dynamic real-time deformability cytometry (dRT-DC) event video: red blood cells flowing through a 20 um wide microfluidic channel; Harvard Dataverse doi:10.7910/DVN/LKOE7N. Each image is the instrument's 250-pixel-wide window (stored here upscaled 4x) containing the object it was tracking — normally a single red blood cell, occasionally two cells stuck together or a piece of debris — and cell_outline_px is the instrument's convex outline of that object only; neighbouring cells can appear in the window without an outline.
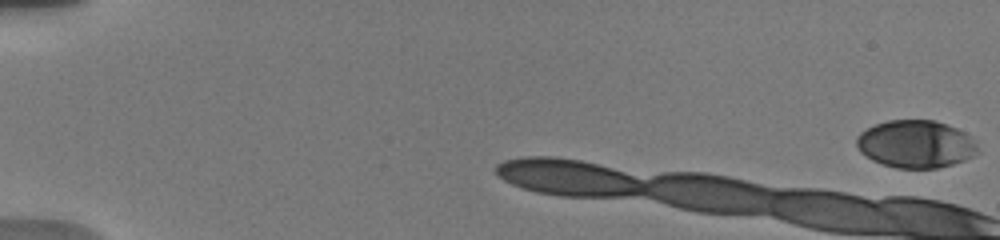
{"species": "human", "species_latin": "Homo sapiens", "temperature_condition": "warm", "stored_images_in_passage": 4, "camera_frame_rate_fps": 3000, "um_per_image_px": 0.085, "donor": {"sex": "male"}, "frame": {"image": 1, "passage_image": 1, "time_ms": 0.0, "image_size_px": [1000, 240], "cell_outline_px": [[980, 152], [964, 160], [952, 164], [936, 168], [896, 168], [872, 160], [860, 152], [856, 144], [856, 136], [860, 132], [876, 124], [888, 120], [932, 120], [956, 128], [964, 132], [976, 144]], "centroid_in_image_um": [77.81, 12.25], "position_along_channel_um": 7.2, "area_um2": 33.41}}